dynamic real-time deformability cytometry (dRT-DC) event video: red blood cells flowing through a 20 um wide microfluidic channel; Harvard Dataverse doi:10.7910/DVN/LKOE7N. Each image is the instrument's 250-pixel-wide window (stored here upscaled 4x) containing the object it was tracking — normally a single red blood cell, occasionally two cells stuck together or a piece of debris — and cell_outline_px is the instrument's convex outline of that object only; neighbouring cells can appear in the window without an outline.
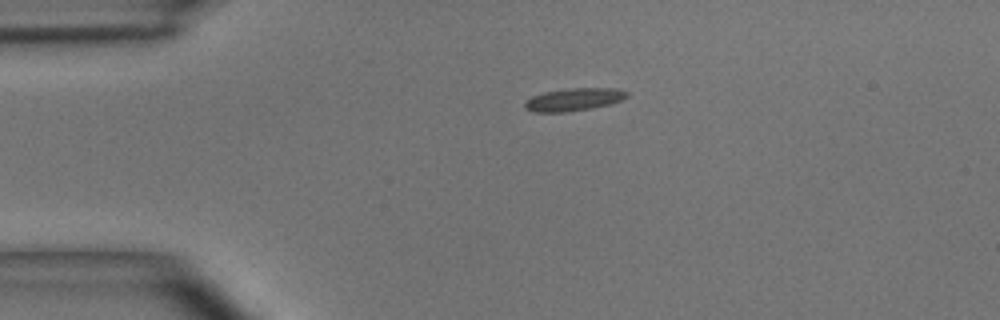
{"species": "common noctule bat (a hibernating species)", "species_latin": "Nyctalus noctula", "temperature_condition": "room temperature", "stored_images_in_passage": 1, "camera_frame_rate_fps": 3000, "um_per_image_px": 0.085, "animal": {"sex": "male", "body_mass_g": 15.6}, "frame": {"image": 1, "passage_image": 1, "time_ms": 0.0, "image_size_px": [1000, 320], "cell_outline_px": [[628, 96], [620, 100], [608, 104], [592, 108], [564, 112], [532, 112], [524, 108], [524, 104], [532, 96], [544, 92], [572, 88], [620, 88], [628, 92]], "centroid_in_image_um": [48.77, 8.45], "position_along_channel_um": 36.2, "area_um2": 13.41}}